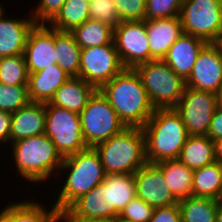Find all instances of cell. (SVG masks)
Here are the masks:
<instances>
[{
	"label": "cell",
	"mask_w": 222,
	"mask_h": 222,
	"mask_svg": "<svg viewBox=\"0 0 222 222\" xmlns=\"http://www.w3.org/2000/svg\"><path fill=\"white\" fill-rule=\"evenodd\" d=\"M99 90L126 127L142 128L155 111L135 69L124 68Z\"/></svg>",
	"instance_id": "1"
},
{
	"label": "cell",
	"mask_w": 222,
	"mask_h": 222,
	"mask_svg": "<svg viewBox=\"0 0 222 222\" xmlns=\"http://www.w3.org/2000/svg\"><path fill=\"white\" fill-rule=\"evenodd\" d=\"M61 170V171H60ZM66 173H65V172ZM57 176L62 175L58 185L57 199L51 200L56 211L61 215L75 200L86 194L105 178V170L100 156L94 147H88L76 154L64 157ZM64 174V175H63Z\"/></svg>",
	"instance_id": "2"
},
{
	"label": "cell",
	"mask_w": 222,
	"mask_h": 222,
	"mask_svg": "<svg viewBox=\"0 0 222 222\" xmlns=\"http://www.w3.org/2000/svg\"><path fill=\"white\" fill-rule=\"evenodd\" d=\"M9 146L12 147L8 149L12 152L9 159L14 161L17 178L19 176L35 185L48 182L46 180L52 179V176L56 179L64 158L45 133L13 142Z\"/></svg>",
	"instance_id": "3"
},
{
	"label": "cell",
	"mask_w": 222,
	"mask_h": 222,
	"mask_svg": "<svg viewBox=\"0 0 222 222\" xmlns=\"http://www.w3.org/2000/svg\"><path fill=\"white\" fill-rule=\"evenodd\" d=\"M145 134L147 163L178 159L188 133L174 108L155 109L142 127Z\"/></svg>",
	"instance_id": "4"
},
{
	"label": "cell",
	"mask_w": 222,
	"mask_h": 222,
	"mask_svg": "<svg viewBox=\"0 0 222 222\" xmlns=\"http://www.w3.org/2000/svg\"><path fill=\"white\" fill-rule=\"evenodd\" d=\"M94 148L106 174H134L147 163L142 128L126 127Z\"/></svg>",
	"instance_id": "5"
},
{
	"label": "cell",
	"mask_w": 222,
	"mask_h": 222,
	"mask_svg": "<svg viewBox=\"0 0 222 222\" xmlns=\"http://www.w3.org/2000/svg\"><path fill=\"white\" fill-rule=\"evenodd\" d=\"M155 109L175 108L186 89V80L164 60H151L134 68Z\"/></svg>",
	"instance_id": "6"
},
{
	"label": "cell",
	"mask_w": 222,
	"mask_h": 222,
	"mask_svg": "<svg viewBox=\"0 0 222 222\" xmlns=\"http://www.w3.org/2000/svg\"><path fill=\"white\" fill-rule=\"evenodd\" d=\"M79 116L88 147H95L126 128L100 90L94 92Z\"/></svg>",
	"instance_id": "7"
},
{
	"label": "cell",
	"mask_w": 222,
	"mask_h": 222,
	"mask_svg": "<svg viewBox=\"0 0 222 222\" xmlns=\"http://www.w3.org/2000/svg\"><path fill=\"white\" fill-rule=\"evenodd\" d=\"M45 134L61 156L67 157L88 148L84 141L79 113L45 103Z\"/></svg>",
	"instance_id": "8"
},
{
	"label": "cell",
	"mask_w": 222,
	"mask_h": 222,
	"mask_svg": "<svg viewBox=\"0 0 222 222\" xmlns=\"http://www.w3.org/2000/svg\"><path fill=\"white\" fill-rule=\"evenodd\" d=\"M186 34L212 43L222 33L221 0H184L179 14Z\"/></svg>",
	"instance_id": "9"
},
{
	"label": "cell",
	"mask_w": 222,
	"mask_h": 222,
	"mask_svg": "<svg viewBox=\"0 0 222 222\" xmlns=\"http://www.w3.org/2000/svg\"><path fill=\"white\" fill-rule=\"evenodd\" d=\"M124 69L115 44L81 49L79 77L99 90Z\"/></svg>",
	"instance_id": "10"
},
{
	"label": "cell",
	"mask_w": 222,
	"mask_h": 222,
	"mask_svg": "<svg viewBox=\"0 0 222 222\" xmlns=\"http://www.w3.org/2000/svg\"><path fill=\"white\" fill-rule=\"evenodd\" d=\"M217 94L186 87L174 108L186 126L188 135H207L213 113L218 107Z\"/></svg>",
	"instance_id": "11"
},
{
	"label": "cell",
	"mask_w": 222,
	"mask_h": 222,
	"mask_svg": "<svg viewBox=\"0 0 222 222\" xmlns=\"http://www.w3.org/2000/svg\"><path fill=\"white\" fill-rule=\"evenodd\" d=\"M113 42L124 68L134 69L150 61L145 20L121 21L113 28Z\"/></svg>",
	"instance_id": "12"
},
{
	"label": "cell",
	"mask_w": 222,
	"mask_h": 222,
	"mask_svg": "<svg viewBox=\"0 0 222 222\" xmlns=\"http://www.w3.org/2000/svg\"><path fill=\"white\" fill-rule=\"evenodd\" d=\"M60 217L61 221L117 220L119 213L111 208L110 187L103 181L75 200Z\"/></svg>",
	"instance_id": "13"
},
{
	"label": "cell",
	"mask_w": 222,
	"mask_h": 222,
	"mask_svg": "<svg viewBox=\"0 0 222 222\" xmlns=\"http://www.w3.org/2000/svg\"><path fill=\"white\" fill-rule=\"evenodd\" d=\"M24 58L29 73L58 64L55 52V29L48 24H35L29 31Z\"/></svg>",
	"instance_id": "14"
},
{
	"label": "cell",
	"mask_w": 222,
	"mask_h": 222,
	"mask_svg": "<svg viewBox=\"0 0 222 222\" xmlns=\"http://www.w3.org/2000/svg\"><path fill=\"white\" fill-rule=\"evenodd\" d=\"M136 196L153 208L178 204L172 195L161 169L153 163H146L134 173Z\"/></svg>",
	"instance_id": "15"
},
{
	"label": "cell",
	"mask_w": 222,
	"mask_h": 222,
	"mask_svg": "<svg viewBox=\"0 0 222 222\" xmlns=\"http://www.w3.org/2000/svg\"><path fill=\"white\" fill-rule=\"evenodd\" d=\"M222 82V58L212 43L200 50L186 87L217 94Z\"/></svg>",
	"instance_id": "16"
},
{
	"label": "cell",
	"mask_w": 222,
	"mask_h": 222,
	"mask_svg": "<svg viewBox=\"0 0 222 222\" xmlns=\"http://www.w3.org/2000/svg\"><path fill=\"white\" fill-rule=\"evenodd\" d=\"M5 10L0 2V57L23 55L29 31L36 22L31 15L9 18Z\"/></svg>",
	"instance_id": "17"
},
{
	"label": "cell",
	"mask_w": 222,
	"mask_h": 222,
	"mask_svg": "<svg viewBox=\"0 0 222 222\" xmlns=\"http://www.w3.org/2000/svg\"><path fill=\"white\" fill-rule=\"evenodd\" d=\"M151 60H163L169 48L184 33L180 17L145 20Z\"/></svg>",
	"instance_id": "18"
},
{
	"label": "cell",
	"mask_w": 222,
	"mask_h": 222,
	"mask_svg": "<svg viewBox=\"0 0 222 222\" xmlns=\"http://www.w3.org/2000/svg\"><path fill=\"white\" fill-rule=\"evenodd\" d=\"M45 103L30 102L12 113L10 144L45 133Z\"/></svg>",
	"instance_id": "19"
},
{
	"label": "cell",
	"mask_w": 222,
	"mask_h": 222,
	"mask_svg": "<svg viewBox=\"0 0 222 222\" xmlns=\"http://www.w3.org/2000/svg\"><path fill=\"white\" fill-rule=\"evenodd\" d=\"M205 44L202 39L183 33L169 48L163 60L177 75L186 80Z\"/></svg>",
	"instance_id": "20"
},
{
	"label": "cell",
	"mask_w": 222,
	"mask_h": 222,
	"mask_svg": "<svg viewBox=\"0 0 222 222\" xmlns=\"http://www.w3.org/2000/svg\"><path fill=\"white\" fill-rule=\"evenodd\" d=\"M70 78L58 64L39 72L29 73L28 94L31 102L48 103L55 92Z\"/></svg>",
	"instance_id": "21"
},
{
	"label": "cell",
	"mask_w": 222,
	"mask_h": 222,
	"mask_svg": "<svg viewBox=\"0 0 222 222\" xmlns=\"http://www.w3.org/2000/svg\"><path fill=\"white\" fill-rule=\"evenodd\" d=\"M97 89L80 77H70L54 94L50 104L80 113Z\"/></svg>",
	"instance_id": "22"
},
{
	"label": "cell",
	"mask_w": 222,
	"mask_h": 222,
	"mask_svg": "<svg viewBox=\"0 0 222 222\" xmlns=\"http://www.w3.org/2000/svg\"><path fill=\"white\" fill-rule=\"evenodd\" d=\"M156 165L161 169L172 195L178 202L193 196V170L191 168L178 159L164 160Z\"/></svg>",
	"instance_id": "23"
},
{
	"label": "cell",
	"mask_w": 222,
	"mask_h": 222,
	"mask_svg": "<svg viewBox=\"0 0 222 222\" xmlns=\"http://www.w3.org/2000/svg\"><path fill=\"white\" fill-rule=\"evenodd\" d=\"M178 160L193 171L215 162L213 140L207 135H189Z\"/></svg>",
	"instance_id": "24"
},
{
	"label": "cell",
	"mask_w": 222,
	"mask_h": 222,
	"mask_svg": "<svg viewBox=\"0 0 222 222\" xmlns=\"http://www.w3.org/2000/svg\"><path fill=\"white\" fill-rule=\"evenodd\" d=\"M55 52L58 66L70 77H79L81 48L70 32L55 29Z\"/></svg>",
	"instance_id": "25"
},
{
	"label": "cell",
	"mask_w": 222,
	"mask_h": 222,
	"mask_svg": "<svg viewBox=\"0 0 222 222\" xmlns=\"http://www.w3.org/2000/svg\"><path fill=\"white\" fill-rule=\"evenodd\" d=\"M222 186V165L215 161L193 171V197L217 200Z\"/></svg>",
	"instance_id": "26"
},
{
	"label": "cell",
	"mask_w": 222,
	"mask_h": 222,
	"mask_svg": "<svg viewBox=\"0 0 222 222\" xmlns=\"http://www.w3.org/2000/svg\"><path fill=\"white\" fill-rule=\"evenodd\" d=\"M89 3L87 0H66L48 25L61 32H71L89 19Z\"/></svg>",
	"instance_id": "27"
},
{
	"label": "cell",
	"mask_w": 222,
	"mask_h": 222,
	"mask_svg": "<svg viewBox=\"0 0 222 222\" xmlns=\"http://www.w3.org/2000/svg\"><path fill=\"white\" fill-rule=\"evenodd\" d=\"M79 47H96L113 41V28L97 20L87 19L70 32Z\"/></svg>",
	"instance_id": "28"
},
{
	"label": "cell",
	"mask_w": 222,
	"mask_h": 222,
	"mask_svg": "<svg viewBox=\"0 0 222 222\" xmlns=\"http://www.w3.org/2000/svg\"><path fill=\"white\" fill-rule=\"evenodd\" d=\"M43 203L24 198L14 201V222H61L60 214L54 206L49 208Z\"/></svg>",
	"instance_id": "29"
},
{
	"label": "cell",
	"mask_w": 222,
	"mask_h": 222,
	"mask_svg": "<svg viewBox=\"0 0 222 222\" xmlns=\"http://www.w3.org/2000/svg\"><path fill=\"white\" fill-rule=\"evenodd\" d=\"M104 182L110 187L111 208L118 213L136 197L134 174H106Z\"/></svg>",
	"instance_id": "30"
},
{
	"label": "cell",
	"mask_w": 222,
	"mask_h": 222,
	"mask_svg": "<svg viewBox=\"0 0 222 222\" xmlns=\"http://www.w3.org/2000/svg\"><path fill=\"white\" fill-rule=\"evenodd\" d=\"M182 222H216L217 200L188 197L178 202Z\"/></svg>",
	"instance_id": "31"
},
{
	"label": "cell",
	"mask_w": 222,
	"mask_h": 222,
	"mask_svg": "<svg viewBox=\"0 0 222 222\" xmlns=\"http://www.w3.org/2000/svg\"><path fill=\"white\" fill-rule=\"evenodd\" d=\"M29 72L24 55L0 57V83L5 85H27Z\"/></svg>",
	"instance_id": "32"
},
{
	"label": "cell",
	"mask_w": 222,
	"mask_h": 222,
	"mask_svg": "<svg viewBox=\"0 0 222 222\" xmlns=\"http://www.w3.org/2000/svg\"><path fill=\"white\" fill-rule=\"evenodd\" d=\"M30 102L27 85L9 86L0 83V110L14 113Z\"/></svg>",
	"instance_id": "33"
},
{
	"label": "cell",
	"mask_w": 222,
	"mask_h": 222,
	"mask_svg": "<svg viewBox=\"0 0 222 222\" xmlns=\"http://www.w3.org/2000/svg\"><path fill=\"white\" fill-rule=\"evenodd\" d=\"M184 0H146L145 20L177 17Z\"/></svg>",
	"instance_id": "34"
},
{
	"label": "cell",
	"mask_w": 222,
	"mask_h": 222,
	"mask_svg": "<svg viewBox=\"0 0 222 222\" xmlns=\"http://www.w3.org/2000/svg\"><path fill=\"white\" fill-rule=\"evenodd\" d=\"M89 19L100 21L112 28L121 22L113 0H90Z\"/></svg>",
	"instance_id": "35"
},
{
	"label": "cell",
	"mask_w": 222,
	"mask_h": 222,
	"mask_svg": "<svg viewBox=\"0 0 222 222\" xmlns=\"http://www.w3.org/2000/svg\"><path fill=\"white\" fill-rule=\"evenodd\" d=\"M154 208L139 197H134L130 203L119 213L117 220L128 222H149Z\"/></svg>",
	"instance_id": "36"
},
{
	"label": "cell",
	"mask_w": 222,
	"mask_h": 222,
	"mask_svg": "<svg viewBox=\"0 0 222 222\" xmlns=\"http://www.w3.org/2000/svg\"><path fill=\"white\" fill-rule=\"evenodd\" d=\"M121 21L145 20L146 0H113Z\"/></svg>",
	"instance_id": "37"
},
{
	"label": "cell",
	"mask_w": 222,
	"mask_h": 222,
	"mask_svg": "<svg viewBox=\"0 0 222 222\" xmlns=\"http://www.w3.org/2000/svg\"><path fill=\"white\" fill-rule=\"evenodd\" d=\"M66 0H39L30 15L36 24H48L61 10Z\"/></svg>",
	"instance_id": "38"
},
{
	"label": "cell",
	"mask_w": 222,
	"mask_h": 222,
	"mask_svg": "<svg viewBox=\"0 0 222 222\" xmlns=\"http://www.w3.org/2000/svg\"><path fill=\"white\" fill-rule=\"evenodd\" d=\"M149 222H182L179 205L175 204L168 207L154 208Z\"/></svg>",
	"instance_id": "39"
},
{
	"label": "cell",
	"mask_w": 222,
	"mask_h": 222,
	"mask_svg": "<svg viewBox=\"0 0 222 222\" xmlns=\"http://www.w3.org/2000/svg\"><path fill=\"white\" fill-rule=\"evenodd\" d=\"M12 113L0 110V146L10 144ZM2 144V145H1Z\"/></svg>",
	"instance_id": "40"
},
{
	"label": "cell",
	"mask_w": 222,
	"mask_h": 222,
	"mask_svg": "<svg viewBox=\"0 0 222 222\" xmlns=\"http://www.w3.org/2000/svg\"><path fill=\"white\" fill-rule=\"evenodd\" d=\"M207 136L211 140H215L222 137V106L221 105H218L215 112L213 113V117L211 120V124L208 130Z\"/></svg>",
	"instance_id": "41"
},
{
	"label": "cell",
	"mask_w": 222,
	"mask_h": 222,
	"mask_svg": "<svg viewBox=\"0 0 222 222\" xmlns=\"http://www.w3.org/2000/svg\"><path fill=\"white\" fill-rule=\"evenodd\" d=\"M0 222H14L13 200L0 210Z\"/></svg>",
	"instance_id": "42"
},
{
	"label": "cell",
	"mask_w": 222,
	"mask_h": 222,
	"mask_svg": "<svg viewBox=\"0 0 222 222\" xmlns=\"http://www.w3.org/2000/svg\"><path fill=\"white\" fill-rule=\"evenodd\" d=\"M215 160L222 165V137L213 140Z\"/></svg>",
	"instance_id": "43"
},
{
	"label": "cell",
	"mask_w": 222,
	"mask_h": 222,
	"mask_svg": "<svg viewBox=\"0 0 222 222\" xmlns=\"http://www.w3.org/2000/svg\"><path fill=\"white\" fill-rule=\"evenodd\" d=\"M222 58V33L212 42Z\"/></svg>",
	"instance_id": "44"
},
{
	"label": "cell",
	"mask_w": 222,
	"mask_h": 222,
	"mask_svg": "<svg viewBox=\"0 0 222 222\" xmlns=\"http://www.w3.org/2000/svg\"><path fill=\"white\" fill-rule=\"evenodd\" d=\"M216 222H222V202H217Z\"/></svg>",
	"instance_id": "45"
},
{
	"label": "cell",
	"mask_w": 222,
	"mask_h": 222,
	"mask_svg": "<svg viewBox=\"0 0 222 222\" xmlns=\"http://www.w3.org/2000/svg\"><path fill=\"white\" fill-rule=\"evenodd\" d=\"M61 222H116V220L98 219V220H86V221H61Z\"/></svg>",
	"instance_id": "46"
},
{
	"label": "cell",
	"mask_w": 222,
	"mask_h": 222,
	"mask_svg": "<svg viewBox=\"0 0 222 222\" xmlns=\"http://www.w3.org/2000/svg\"><path fill=\"white\" fill-rule=\"evenodd\" d=\"M217 99H218L219 105L222 106V82H221L219 91L217 92Z\"/></svg>",
	"instance_id": "47"
},
{
	"label": "cell",
	"mask_w": 222,
	"mask_h": 222,
	"mask_svg": "<svg viewBox=\"0 0 222 222\" xmlns=\"http://www.w3.org/2000/svg\"><path fill=\"white\" fill-rule=\"evenodd\" d=\"M217 202H222V186H221V189H220V193L218 195V198H217Z\"/></svg>",
	"instance_id": "48"
},
{
	"label": "cell",
	"mask_w": 222,
	"mask_h": 222,
	"mask_svg": "<svg viewBox=\"0 0 222 222\" xmlns=\"http://www.w3.org/2000/svg\"><path fill=\"white\" fill-rule=\"evenodd\" d=\"M116 222H128V221H125V220H116Z\"/></svg>",
	"instance_id": "49"
}]
</instances>
